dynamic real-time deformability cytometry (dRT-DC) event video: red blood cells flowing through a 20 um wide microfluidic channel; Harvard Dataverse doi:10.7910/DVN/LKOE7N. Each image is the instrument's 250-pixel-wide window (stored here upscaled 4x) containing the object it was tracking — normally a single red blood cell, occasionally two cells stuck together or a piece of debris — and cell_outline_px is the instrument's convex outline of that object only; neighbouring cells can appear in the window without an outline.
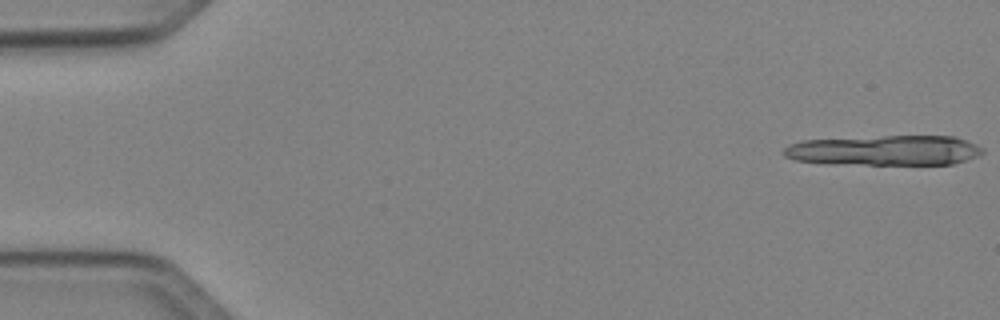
{"species": "Egyptian fruit bat (a non-hibernating species)", "species_latin": "Rousettus aegyptiacus", "temperature_condition": "cold", "stored_images_in_passage": 37, "segment_of_instrument_passage": [1, 2], "camera_frame_rate_fps": 3000, "um_per_image_px": 0.085, "animal": {"sex": "female"}, "frame": {"image": 1, "passage_image": 1, "time_ms": 0.0, "image_size_px": [1000, 320], "cell_outline_px": [[984, 152], [980, 156], [952, 164], [828, 164], [796, 160], [784, 156], [780, 152], [788, 144], [804, 140], [884, 136], [956, 136], [968, 140], [984, 148]], "centroid_in_image_um": [75.2, 12.78], "position_along_channel_um": 9.8, "area_um2": 35.26}}